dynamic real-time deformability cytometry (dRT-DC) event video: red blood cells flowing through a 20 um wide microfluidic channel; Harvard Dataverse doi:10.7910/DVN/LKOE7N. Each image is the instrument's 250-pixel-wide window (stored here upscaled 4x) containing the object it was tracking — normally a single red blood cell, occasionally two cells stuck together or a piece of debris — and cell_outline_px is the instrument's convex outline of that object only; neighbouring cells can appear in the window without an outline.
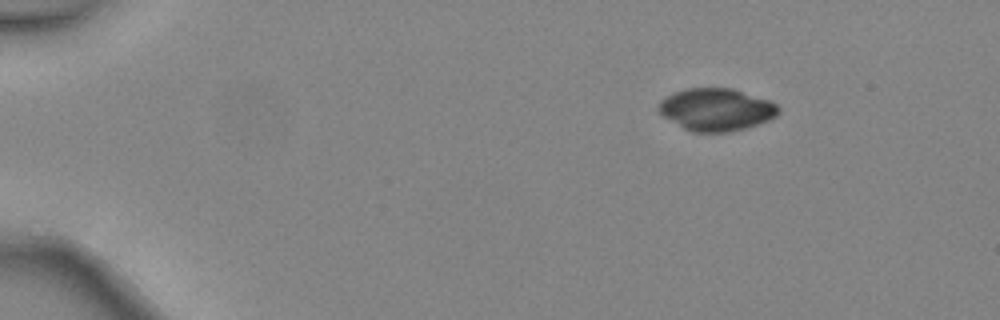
{"species": "common noctule bat (a hibernating species)", "species_latin": "Nyctalus noctula", "temperature_condition": "warm", "stored_images_in_passage": 3, "camera_frame_rate_fps": 3000, "um_per_image_px": 0.085, "animal": {"sex": "female", "body_mass_g": 24.6, "forearm_length_mm": 56.2}, "frame": {"image": 1, "passage_image": 1, "time_ms": 0.0, "image_size_px": [1000, 320], "cell_outline_px": [[780, 112], [776, 116], [768, 120], [744, 128], [728, 132], [692, 132], [684, 128], [664, 116], [656, 108], [660, 100], [676, 92], [688, 88], [732, 88], [772, 100], [780, 108]], "centroid_in_image_um": [60.91, 9.3], "position_along_channel_um": 24.1, "area_um2": 29.54}}